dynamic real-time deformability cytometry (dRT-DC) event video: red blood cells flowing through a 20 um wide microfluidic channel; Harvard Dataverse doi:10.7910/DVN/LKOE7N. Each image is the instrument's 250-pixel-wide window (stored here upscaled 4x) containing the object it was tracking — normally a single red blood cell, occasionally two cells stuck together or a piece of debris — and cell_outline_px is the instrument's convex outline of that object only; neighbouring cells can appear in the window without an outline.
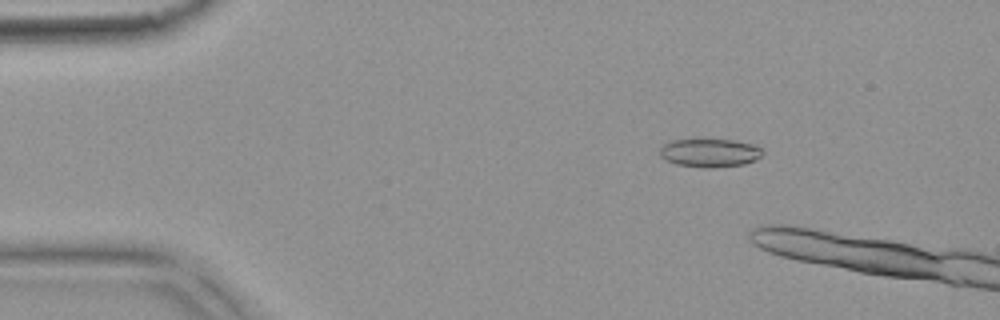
{"species": "common noctule bat (a hibernating species)", "species_latin": "Nyctalus noctula", "temperature_condition": "warm", "stored_images_in_passage": 4, "camera_frame_rate_fps": 3000, "um_per_image_px": 0.085, "animal": {"sex": "female", "body_mass_g": 18.4}, "frame": {"image": 1, "passage_image": 3, "time_ms": 0.667, "image_size_px": [1000, 320], "cell_outline_px": [[764, 152], [756, 160], [744, 164], [708, 168], [676, 164], [660, 156], [660, 148], [664, 144], [676, 140], [732, 140], [748, 144], [760, 148]], "centroid_in_image_um": [60.33, 13.0], "position_along_channel_um": 24.7, "area_um2": 16.53}}